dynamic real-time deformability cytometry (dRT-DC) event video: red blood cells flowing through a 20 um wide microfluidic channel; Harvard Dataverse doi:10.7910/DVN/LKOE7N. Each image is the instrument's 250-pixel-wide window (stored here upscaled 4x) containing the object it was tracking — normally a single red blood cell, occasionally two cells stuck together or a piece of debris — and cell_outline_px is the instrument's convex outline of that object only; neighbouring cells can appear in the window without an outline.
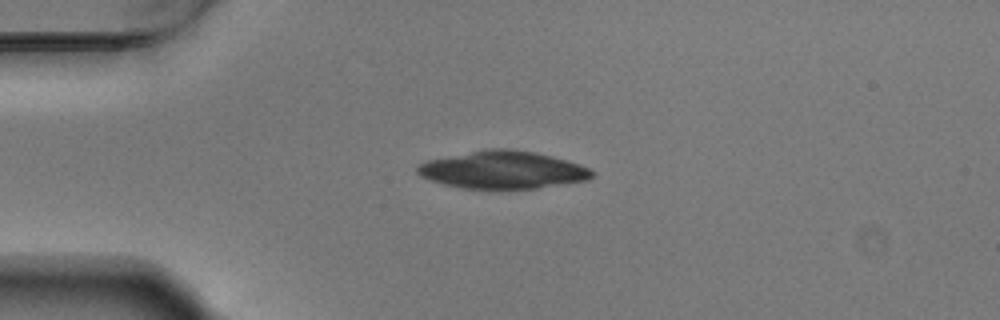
{"species": "Egyptian fruit bat (a non-hibernating species)", "species_latin": "Rousettus aegyptiacus", "temperature_condition": "warm", "stored_images_in_passage": 42, "camera_frame_rate_fps": 3000, "um_per_image_px": 0.085, "animal": {"sex": "male"}, "frame": {"image": 1, "passage_image": 1, "time_ms": 0.0, "image_size_px": [1000, 320], "cell_outline_px": [[596, 172], [588, 180], [536, 188], [460, 188], [444, 184], [420, 176], [416, 172], [416, 164], [428, 160], [488, 148], [508, 148], [536, 152], [552, 156], [580, 164]], "centroid_in_image_um": [42.73, 14.43], "position_along_channel_um": 42.3, "area_um2": 38.15}}